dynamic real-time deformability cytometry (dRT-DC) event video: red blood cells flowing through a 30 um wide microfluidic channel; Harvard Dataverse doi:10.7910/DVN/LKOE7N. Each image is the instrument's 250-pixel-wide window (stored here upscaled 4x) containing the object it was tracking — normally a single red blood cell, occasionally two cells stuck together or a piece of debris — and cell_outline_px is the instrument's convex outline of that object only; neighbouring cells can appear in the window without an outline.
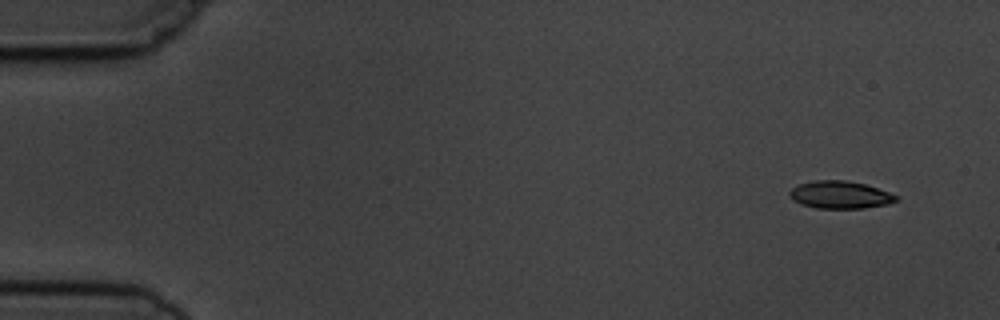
{"species": "common noctule bat (a hibernating species)", "species_latin": "Nyctalus noctula", "temperature_condition": "cold", "stored_images_in_passage": 8, "camera_frame_rate_fps": 3000, "um_per_image_px": 0.085, "animal": {"sex": "male", "body_mass_g": 19.5, "forearm_length_mm": 54.6}, "frame": {"image": 1, "passage_image": 1, "time_ms": 0.0, "image_size_px": [1000, 320], "cell_outline_px": [[900, 200], [888, 204], [864, 208], [816, 208], [800, 204], [792, 200], [788, 196], [788, 192], [792, 188], [800, 184], [812, 180], [844, 180], [864, 184], [900, 196]], "centroid_in_image_um": [71.39, 16.56], "position_along_channel_um": 13.6, "area_um2": 17.22}}
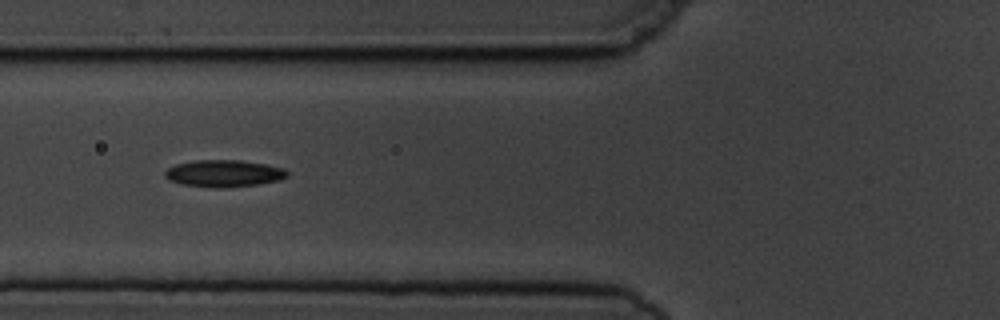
{"frame": {"image": 2, "passage_image": 6, "time_ms": 5.667, "image_size_px": [1000, 320], "cell_outline_px": [[288, 176], [280, 180], [260, 184], [224, 188], [212, 188], [180, 184], [168, 180], [164, 176], [164, 172], [168, 168], [176, 164], [196, 160], [240, 160], [264, 164], [284, 168], [288, 172]], "centroid_in_image_um": [19.01, 14.75], "position_along_channel_um": 106.8, "area_um2": 19.42}}
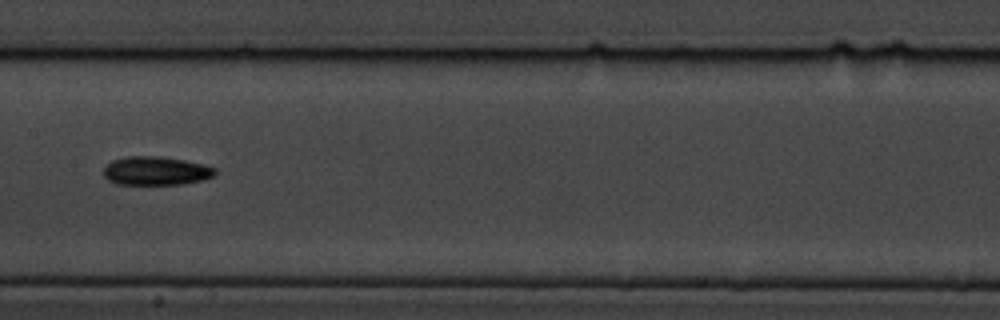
{"frame": {"image": 3, "passage_image": 8, "time_ms": 8.0, "image_size_px": [1000, 320], "cell_outline_px": [[216, 172], [212, 176], [204, 180], [180, 184], [116, 184], [108, 180], [104, 176], [104, 168], [112, 160], [124, 156], [160, 156], [184, 160], [204, 164], [216, 168]], "centroid_in_image_um": [13.25, 14.51], "position_along_channel_um": 194.2, "area_um2": 18.67}}